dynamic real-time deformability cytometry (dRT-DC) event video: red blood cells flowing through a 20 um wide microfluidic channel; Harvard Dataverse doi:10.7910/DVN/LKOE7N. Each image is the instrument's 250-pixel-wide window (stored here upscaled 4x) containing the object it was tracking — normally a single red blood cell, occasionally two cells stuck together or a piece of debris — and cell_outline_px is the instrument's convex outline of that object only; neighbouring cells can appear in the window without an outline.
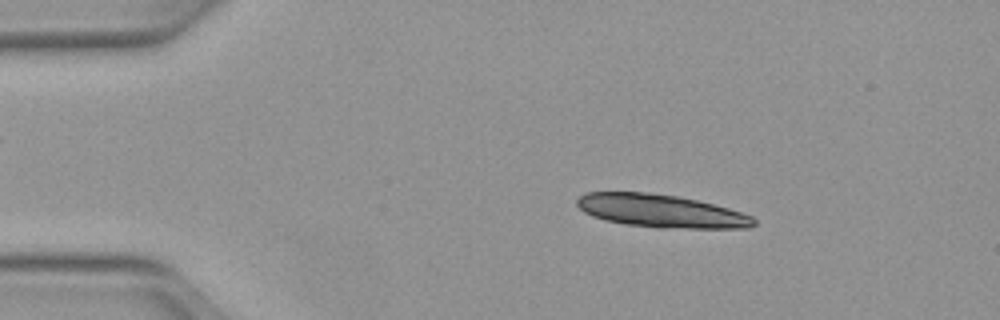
{"species": "Egyptian fruit bat (a non-hibernating species)", "species_latin": "Rousettus aegyptiacus", "temperature_condition": "warm", "stored_images_in_passage": 27, "camera_frame_rate_fps": 3000, "um_per_image_px": 0.085, "animal": {"sex": "female"}, "frame": {"image": 1, "passage_image": 8, "time_ms": 2.333, "image_size_px": [1000, 320], "cell_outline_px": [[756, 224], [748, 228], [660, 228], [628, 224], [604, 220], [592, 216], [584, 212], [576, 204], [576, 200], [584, 192], [648, 192], [676, 196], [696, 200], [728, 208], [752, 216], [756, 220]], "centroid_in_image_um": [56.16, 17.93], "position_along_channel_um": 28.8, "area_um2": 33.87}}
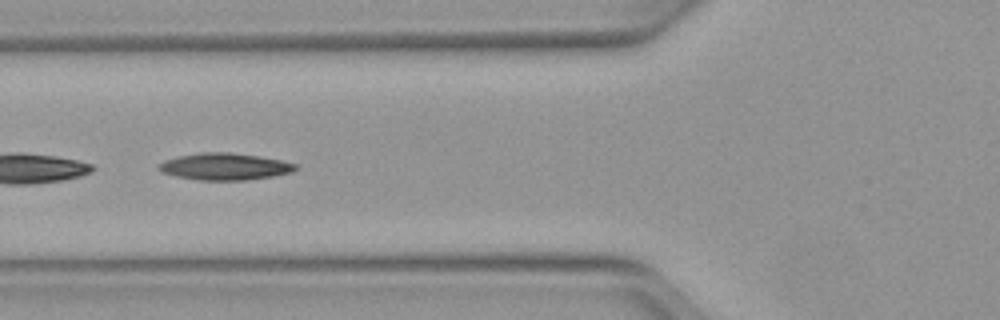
{"frame": {"image": 2, "passage_image": 19, "time_ms": 6.0, "image_size_px": [1000, 320], "cell_outline_px": [[296, 168], [292, 172], [272, 176], [244, 180], [200, 180], [176, 176], [160, 172], [156, 168], [164, 160], [180, 156], [200, 152], [232, 152], [280, 160], [296, 164]], "centroid_in_image_um": [19.06, 14.15], "position_along_channel_um": 106.7, "area_um2": 21.21}}